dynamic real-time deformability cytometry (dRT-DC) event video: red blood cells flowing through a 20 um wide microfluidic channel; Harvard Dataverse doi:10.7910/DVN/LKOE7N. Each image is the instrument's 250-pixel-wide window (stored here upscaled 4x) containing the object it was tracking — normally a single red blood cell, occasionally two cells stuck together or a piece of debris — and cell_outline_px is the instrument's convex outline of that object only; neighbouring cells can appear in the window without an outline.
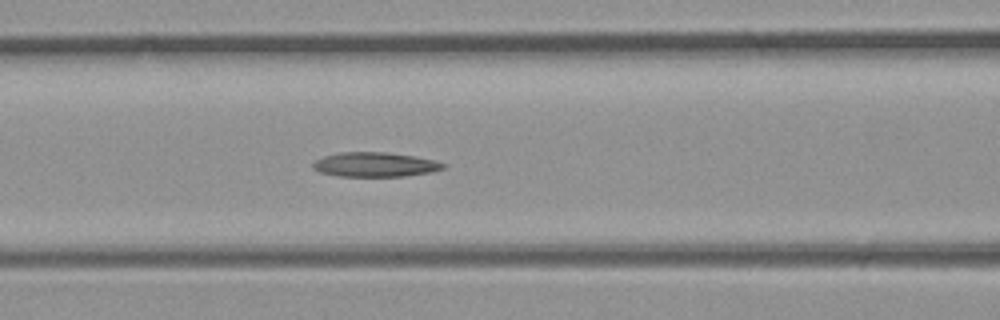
{"species": "common noctule bat (a hibernating species)", "species_latin": "Nyctalus noctula", "temperature_condition": "room temperature", "stored_images_in_passage": 35, "camera_frame_rate_fps": 3000, "um_per_image_px": 0.085, "animal": {"sex": "male", "body_mass_g": 23.1, "forearm_length_mm": 52.7}, "frame": {"image": 1, "passage_image": 14, "time_ms": 4.333, "image_size_px": [1000, 320], "cell_outline_px": [[448, 164], [444, 168], [432, 172], [404, 176], [340, 176], [320, 172], [312, 168], [312, 164], [316, 160], [324, 156], [340, 152], [388, 152], [416, 156]], "centroid_in_image_um": [31.89, 13.98], "position_along_channel_um": 134.7, "area_um2": 18.61}}
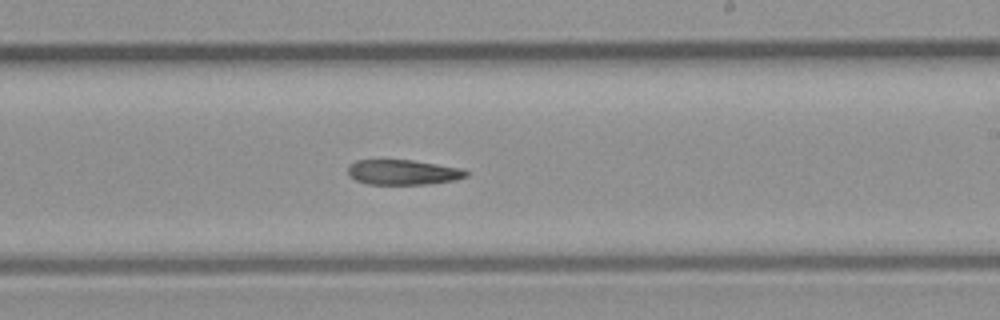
{"frame": {"image": 2, "passage_image": 20, "time_ms": 6.333, "image_size_px": [1000, 320], "cell_outline_px": [[468, 176], [456, 180], [428, 184], [368, 184], [356, 180], [348, 172], [348, 164], [356, 160], [412, 160], [460, 168], [468, 172]], "centroid_in_image_um": [34.26, 14.64], "position_along_channel_um": 254.7, "area_um2": 17.17}}
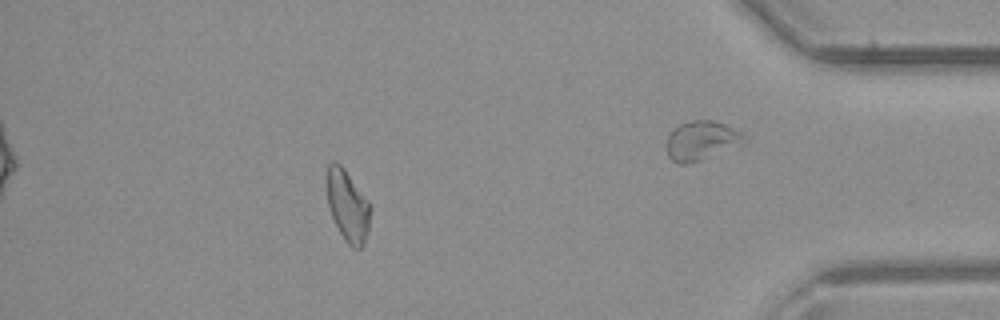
{"frame": {"image": 3, "passage_image": 30, "time_ms": 9.667, "image_size_px": [1000, 320], "cell_outline_px": [[372, 208], [368, 232], [364, 244], [360, 248], [352, 248], [344, 240], [332, 216], [328, 204], [324, 180], [324, 176], [328, 164], [332, 160], [336, 160], [344, 168], [372, 204]], "centroid_in_image_um": [29.54, 17.43], "position_along_channel_um": 405.7, "area_um2": 18.84}}